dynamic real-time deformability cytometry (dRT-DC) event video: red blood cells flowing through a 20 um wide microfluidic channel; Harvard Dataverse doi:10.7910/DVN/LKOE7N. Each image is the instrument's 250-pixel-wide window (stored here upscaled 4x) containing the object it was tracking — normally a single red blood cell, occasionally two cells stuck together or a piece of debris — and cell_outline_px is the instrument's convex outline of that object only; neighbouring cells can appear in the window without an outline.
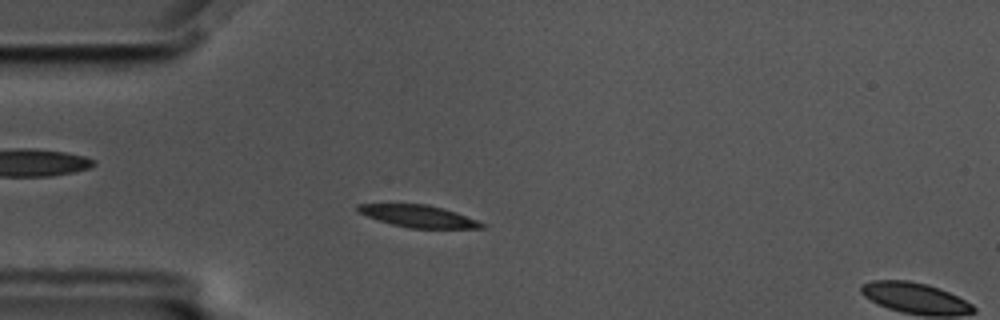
{"species": "common noctule bat (a hibernating species)", "species_latin": "Nyctalus noctula", "temperature_condition": "cold", "stored_images_in_passage": 55, "segment_of_instrument_passage": [1, 2], "camera_frame_rate_fps": 3000, "um_per_image_px": 0.085, "animal": {"sex": "male", "body_mass_g": 17.5, "forearm_length_mm": 52.3}, "frame": {"image": 1, "passage_image": 11, "time_ms": 3.333, "image_size_px": [1000, 320], "cell_outline_px": [[488, 224], [484, 228], [408, 228], [392, 224], [368, 216], [360, 212], [356, 208], [356, 204], [428, 204], [456, 212]], "centroid_in_image_um": [35.62, 18.38], "position_along_channel_um": 49.4, "area_um2": 15.84}}
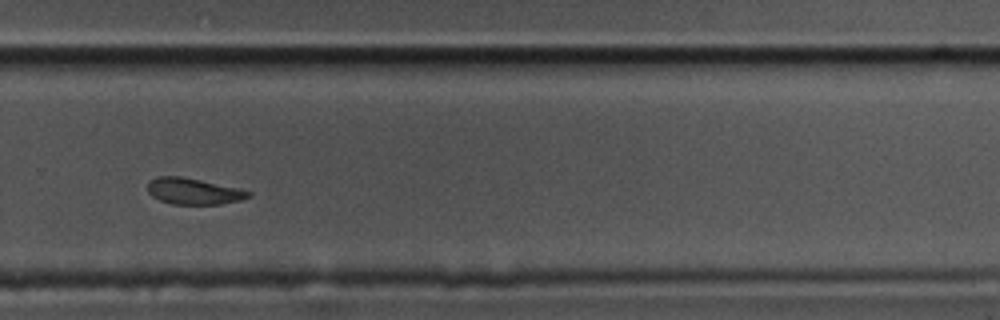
{"frame": {"image": 2, "passage_image": 35, "time_ms": 11.333, "image_size_px": [1000, 320], "cell_outline_px": [[252, 192], [248, 196], [240, 200], [220, 204], [172, 204], [160, 200], [152, 196], [148, 192], [148, 180], [156, 176], [180, 176], [240, 188]], "centroid_in_image_um": [16.41, 16.25], "position_along_channel_um": 313.4, "area_um2": 15.37}}
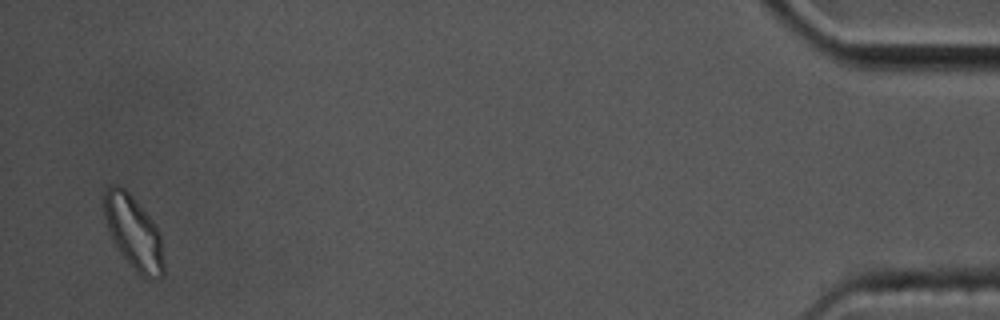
{"frame": {"image": 3, "passage_image": 52, "time_ms": 17.0, "image_size_px": [1000, 320], "cell_outline_px": [[164, 276], [160, 280], [144, 280], [132, 268], [120, 252], [112, 240], [104, 216], [104, 192], [112, 184], [116, 184], [124, 188], [132, 196], [156, 224], [160, 232], [164, 260]], "centroid_in_image_um": [11.4, 19.83], "position_along_channel_um": 423.8, "area_um2": 25.95}}